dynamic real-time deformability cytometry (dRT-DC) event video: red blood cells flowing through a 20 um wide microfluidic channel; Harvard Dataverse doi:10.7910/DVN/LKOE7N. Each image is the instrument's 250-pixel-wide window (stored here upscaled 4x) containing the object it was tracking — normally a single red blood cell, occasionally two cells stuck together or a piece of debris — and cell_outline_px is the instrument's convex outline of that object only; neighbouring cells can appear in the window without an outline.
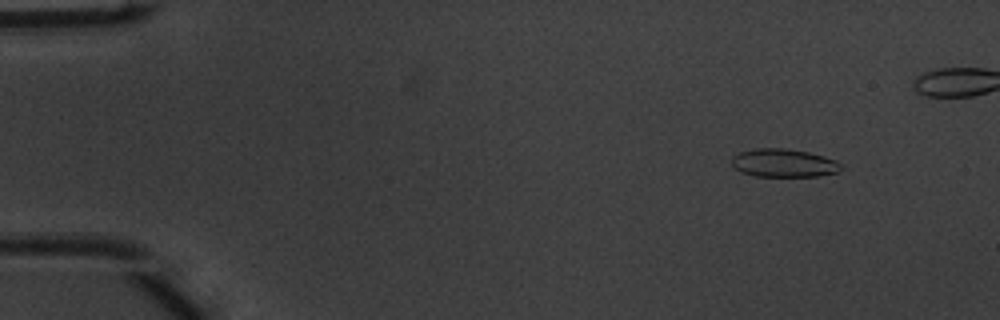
{"species": "common noctule bat (a hibernating species)", "species_latin": "Nyctalus noctula", "temperature_condition": "warm", "stored_images_in_passage": 45, "camera_frame_rate_fps": 3000, "um_per_image_px": 0.085, "animal": {"sex": "male", "body_mass_g": 20.1, "forearm_length_mm": 53.5}, "frame": {"image": 1, "passage_image": 5, "time_ms": 1.333, "image_size_px": [1000, 320], "cell_outline_px": [[840, 172], [820, 176], [756, 176], [740, 172], [732, 164], [732, 156], [740, 152], [756, 148], [784, 148], [808, 152], [824, 156], [836, 160], [840, 164]], "centroid_in_image_um": [66.62, 13.86], "position_along_channel_um": 18.4, "area_um2": 17.98}}
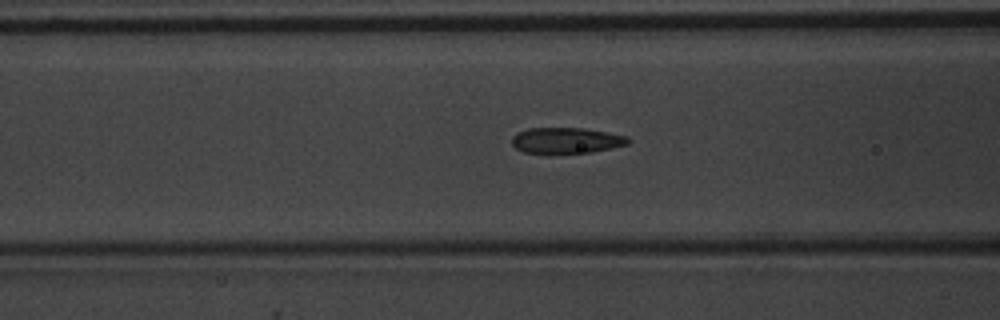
{"frame": {"image": 2, "passage_image": 20, "time_ms": 6.333, "image_size_px": [1000, 320], "cell_outline_px": [[632, 140], [628, 144], [612, 148], [592, 152], [524, 152], [516, 148], [512, 144], [512, 136], [516, 132], [528, 128], [584, 128], [628, 136]], "centroid_in_image_um": [48.16, 11.92], "position_along_channel_um": 118.4, "area_um2": 17.34}}
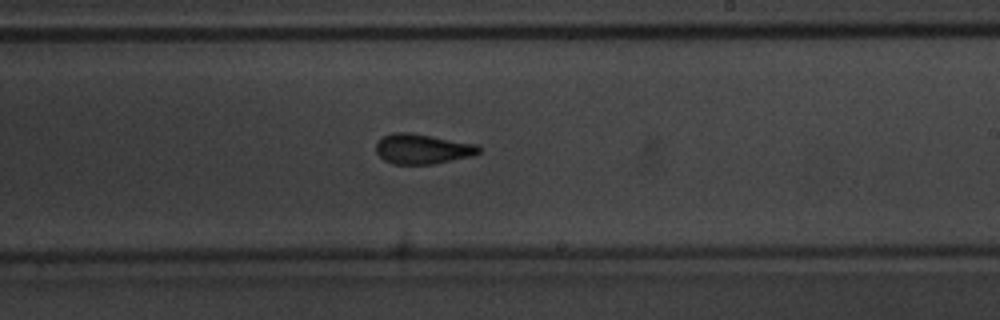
{"frame": {"image": 3, "passage_image": 30, "time_ms": 9.667, "image_size_px": [1000, 320], "cell_outline_px": [[480, 152], [472, 156], [432, 164], [392, 164], [384, 160], [376, 152], [376, 144], [384, 136], [392, 132], [408, 132], [480, 144]], "centroid_in_image_um": [35.93, 12.65], "position_along_channel_um": 253.1, "area_um2": 18.03}}